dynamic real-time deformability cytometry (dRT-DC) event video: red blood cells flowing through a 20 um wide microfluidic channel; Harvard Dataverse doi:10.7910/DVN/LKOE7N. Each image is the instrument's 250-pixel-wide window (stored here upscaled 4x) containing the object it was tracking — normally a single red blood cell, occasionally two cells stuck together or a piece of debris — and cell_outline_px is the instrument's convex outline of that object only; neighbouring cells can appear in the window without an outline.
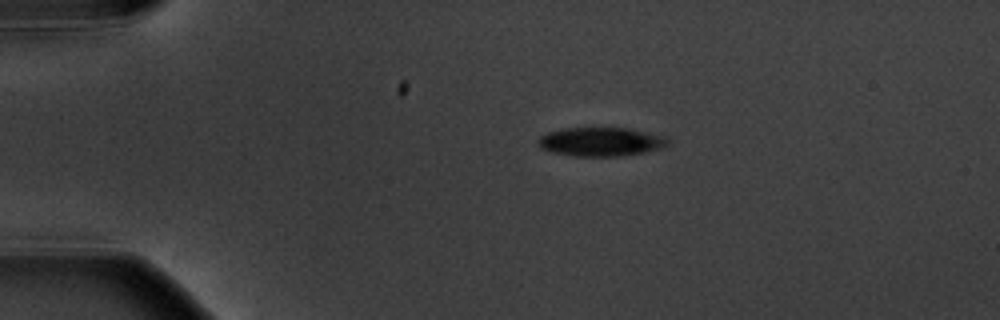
{"species": "common noctule bat (a hibernating species)", "species_latin": "Nyctalus noctula", "temperature_condition": "warm", "stored_images_in_passage": 6, "camera_frame_rate_fps": 3000, "um_per_image_px": 0.085, "animal": {"sex": "male", "body_mass_g": 20.1, "forearm_length_mm": 53.5}, "frame": {"image": 1, "passage_image": 3, "time_ms": 2.333, "image_size_px": [1000, 320], "cell_outline_px": [[668, 144], [644, 152], [620, 156], [572, 156], [552, 152], [540, 148], [540, 136], [548, 132], [564, 128], [628, 128], [664, 136], [668, 140]], "centroid_in_image_um": [51.03, 12.05], "position_along_channel_um": 34.0, "area_um2": 21.44}}
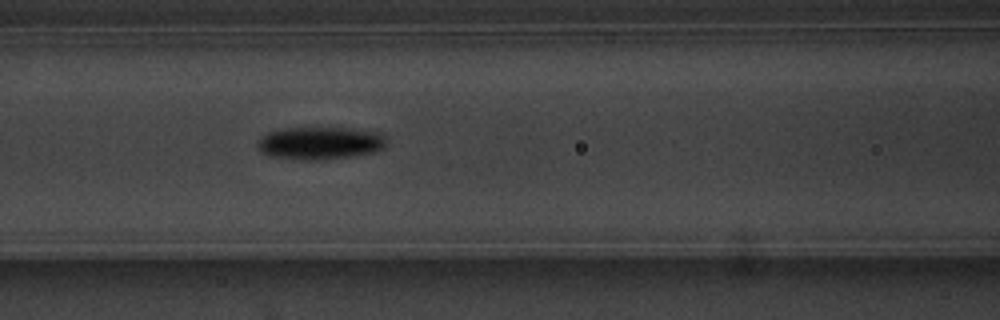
{"frame": {"image": 2, "passage_image": 6, "time_ms": 6.667, "image_size_px": [1000, 320], "cell_outline_px": [[388, 144], [384, 148], [376, 152], [348, 156], [316, 160], [304, 160], [268, 156], [260, 152], [256, 144], [256, 140], [260, 136], [268, 132], [284, 128], [352, 128], [380, 132], [388, 140]], "centroid_in_image_um": [27.19, 12.15], "position_along_channel_um": 139.4, "area_um2": 24.91}}